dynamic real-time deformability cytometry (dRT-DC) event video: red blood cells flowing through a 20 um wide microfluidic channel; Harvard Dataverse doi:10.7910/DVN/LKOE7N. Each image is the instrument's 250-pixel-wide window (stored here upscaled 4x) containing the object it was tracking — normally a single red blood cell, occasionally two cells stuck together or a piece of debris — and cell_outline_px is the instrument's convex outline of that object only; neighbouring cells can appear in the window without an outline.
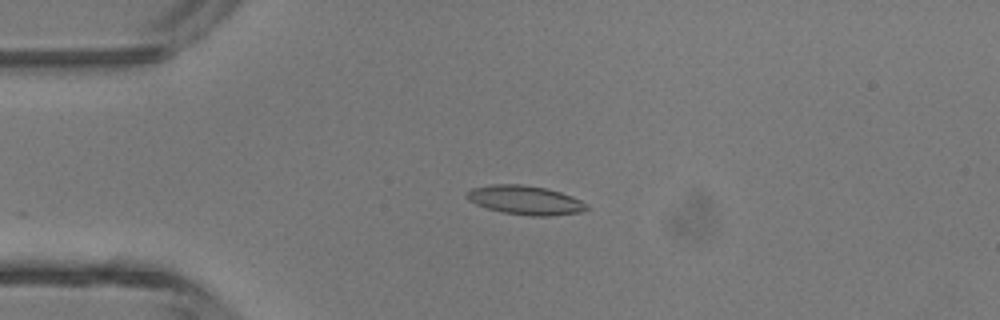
{"species": "common noctule bat (a hibernating species)", "species_latin": "Nyctalus noctula", "temperature_condition": "room temperature", "stored_images_in_passage": 5, "camera_frame_rate_fps": 3000, "um_per_image_px": 0.085, "animal": {"sex": "male", "body_mass_g": 13.3}, "frame": {"image": 1, "passage_image": 3, "time_ms": 0.667, "image_size_px": [1000, 320], "cell_outline_px": [[588, 208], [580, 212], [552, 216], [532, 216], [504, 212], [488, 208], [476, 204], [468, 200], [464, 196], [472, 188], [492, 184], [520, 184], [544, 188], [560, 192], [572, 196], [588, 204]], "centroid_in_image_um": [44.64, 17.01], "position_along_channel_um": 40.4, "area_um2": 20.11}}
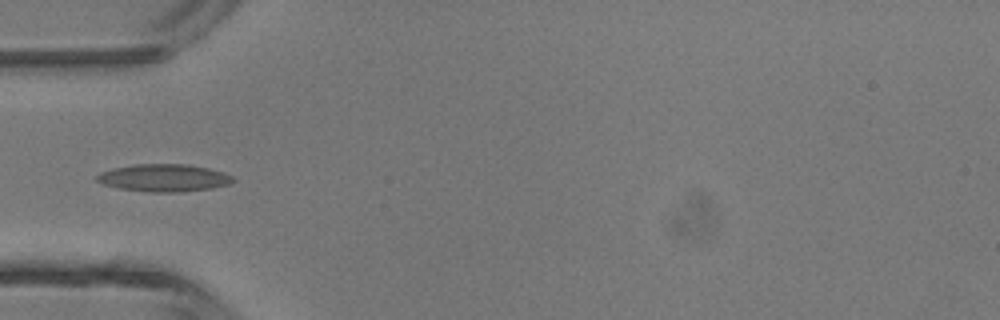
{"frame": {"image": 2, "passage_image": 4, "time_ms": 1.0, "image_size_px": [1000, 320], "cell_outline_px": [[236, 180], [228, 184], [212, 188], [180, 192], [152, 192], [120, 188], [104, 184], [96, 180], [96, 176], [100, 172], [116, 168], [136, 164], [188, 164], [208, 168], [224, 172], [232, 176]], "centroid_in_image_um": [13.97, 15.11], "position_along_channel_um": 71.0, "area_um2": 21.62}}
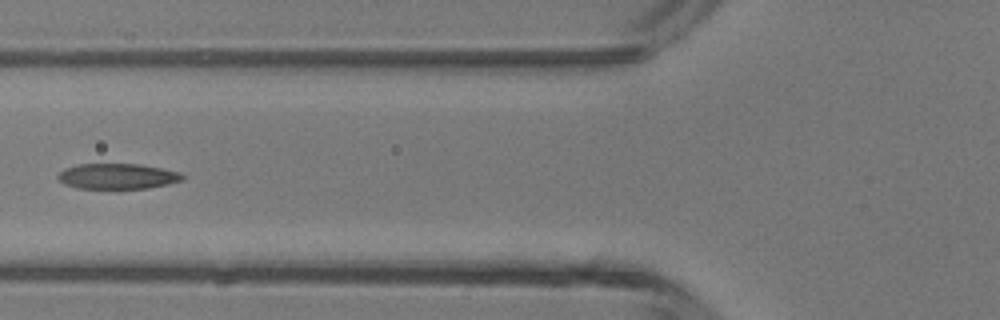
{"frame": {"image": 3, "passage_image": 5, "time_ms": 1.333, "image_size_px": [1000, 320], "cell_outline_px": [[184, 180], [168, 184], [148, 188], [76, 188], [64, 184], [56, 176], [64, 168], [80, 164], [140, 164], [180, 172], [184, 176]], "centroid_in_image_um": [9.99, 14.98], "position_along_channel_um": 115.8, "area_um2": 18.44}}